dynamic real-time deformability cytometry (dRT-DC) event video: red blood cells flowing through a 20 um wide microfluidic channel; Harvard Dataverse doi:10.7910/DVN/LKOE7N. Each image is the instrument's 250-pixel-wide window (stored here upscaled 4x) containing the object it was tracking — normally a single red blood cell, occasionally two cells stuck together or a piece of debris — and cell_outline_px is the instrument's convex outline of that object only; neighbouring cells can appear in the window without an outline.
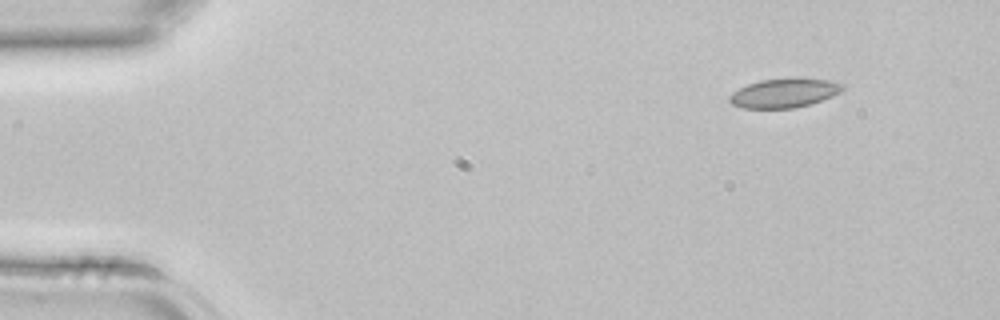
{"species": "common noctule bat (a hibernating species)", "species_latin": "Nyctalus noctula", "temperature_condition": "room temperature", "stored_images_in_passage": 3, "camera_frame_rate_fps": 3000, "um_per_image_px": 0.085, "animal": {"sex": "female", "body_mass_g": 22.7, "forearm_length_mm": 54.2}, "frame": {"image": 1, "passage_image": 1, "time_ms": 0.0, "image_size_px": [1000, 320], "cell_outline_px": [[844, 88], [840, 92], [832, 96], [808, 104], [792, 108], [744, 108], [732, 104], [728, 100], [728, 96], [732, 92], [748, 84], [760, 80], [836, 80], [844, 84]], "centroid_in_image_um": [66.63, 7.93], "position_along_channel_um": 18.4, "area_um2": 18.55}}